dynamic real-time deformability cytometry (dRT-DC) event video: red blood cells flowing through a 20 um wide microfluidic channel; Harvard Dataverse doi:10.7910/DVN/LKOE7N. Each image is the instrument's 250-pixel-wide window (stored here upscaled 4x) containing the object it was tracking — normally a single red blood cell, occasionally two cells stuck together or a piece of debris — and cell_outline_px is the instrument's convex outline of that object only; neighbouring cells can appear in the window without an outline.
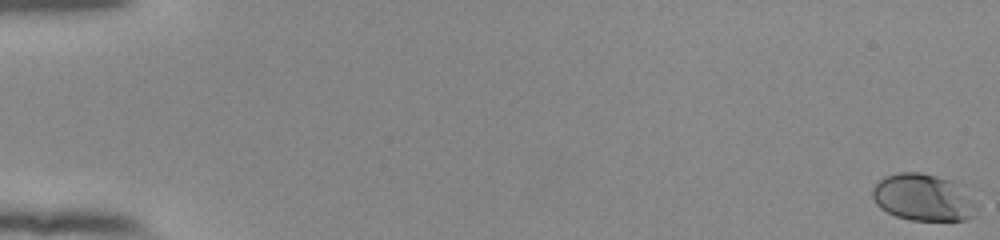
{"species": "human", "species_latin": "Homo sapiens", "temperature_condition": "room temperature", "stored_images_in_passage": 56, "camera_frame_rate_fps": 3000, "um_per_image_px": 0.085, "donor": {"sex": "female"}, "frame": {"image": 1, "passage_image": 1, "time_ms": 0.0, "image_size_px": [1000, 240], "cell_outline_px": [[976, 216], [968, 220], [912, 220], [896, 216], [880, 208], [876, 204], [872, 196], [872, 188], [884, 176], [896, 172], [920, 172], [936, 176], [976, 188]], "centroid_in_image_um": [78.61, 16.77], "position_along_channel_um": 6.4, "area_um2": 29.65}}
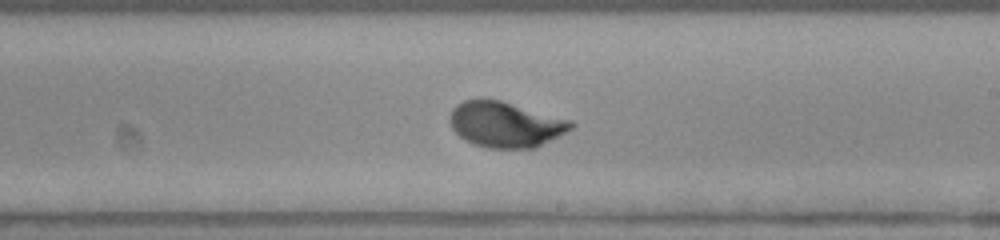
{"frame": {"image": 2, "passage_image": 35, "time_ms": 11.333, "image_size_px": [1000, 240], "cell_outline_px": [[576, 124], [572, 128], [536, 148], [488, 148], [472, 144], [464, 140], [452, 128], [448, 120], [452, 108], [456, 104], [464, 100], [500, 100], [572, 120]], "centroid_in_image_um": [42.95, 10.59], "position_along_channel_um": 246.1, "area_um2": 32.14}}
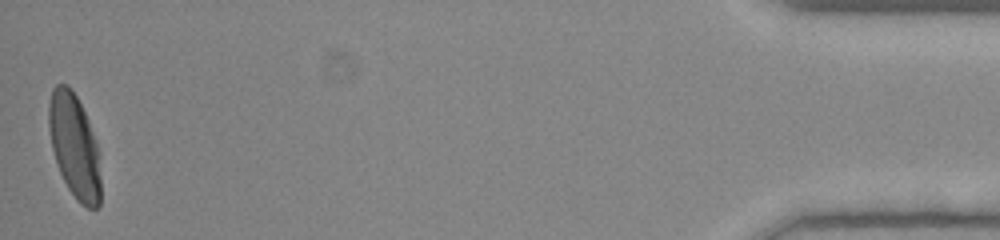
{"frame": {"image": 3, "passage_image": 56, "time_ms": 18.333, "image_size_px": [1000, 240], "cell_outline_px": [[100, 204], [96, 208], [88, 208], [80, 204], [76, 200], [68, 188], [56, 164], [52, 148], [48, 128], [48, 104], [52, 88], [56, 84], [68, 84], [76, 96], [88, 120], [96, 144], [100, 176]], "centroid_in_image_um": [6.29, 12.42], "position_along_channel_um": 428.9, "area_um2": 31.33}, "authors_computed_cell_mechanics": {"area_um2": 31.0386, "velocity_mm_per_s": 3.8254, "shape_relaxation_time_tau1_ms": 2.4691, "shape_relaxation_time_tau2_ms": null, "deformation_change_tau1": 0.1666, "deformation_change_tau2": null}}